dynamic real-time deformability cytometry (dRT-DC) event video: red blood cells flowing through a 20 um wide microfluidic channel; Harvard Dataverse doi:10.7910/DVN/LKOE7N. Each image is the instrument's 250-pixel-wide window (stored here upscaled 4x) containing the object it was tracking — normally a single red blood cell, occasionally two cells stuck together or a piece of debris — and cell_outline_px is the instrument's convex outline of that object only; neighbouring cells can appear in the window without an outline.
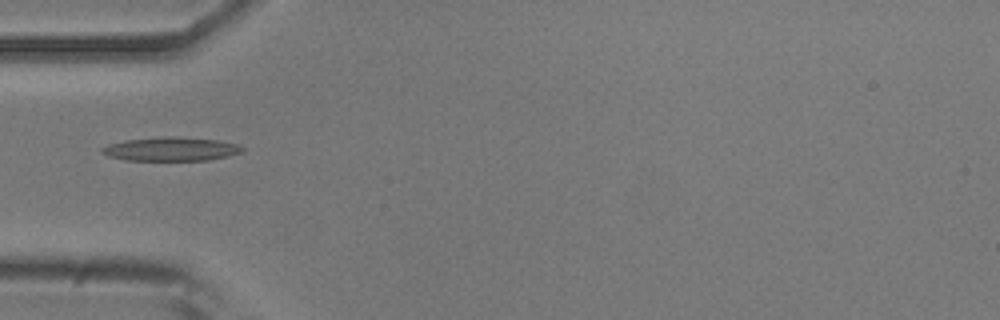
{"species": "common noctule bat (a hibernating species)", "species_latin": "Nyctalus noctula", "temperature_condition": "room temperature", "stored_images_in_passage": 37, "camera_frame_rate_fps": 3000, "um_per_image_px": 0.085, "animal": {"sex": "male", "body_mass_g": 20.5, "forearm_length_mm": 52.5}, "frame": {"image": 1, "passage_image": 1, "time_ms": 0.0, "image_size_px": [1000, 320], "cell_outline_px": [[244, 152], [228, 156], [208, 160], [124, 160], [108, 156], [100, 152], [100, 148], [108, 144], [124, 140], [164, 136], [176, 136], [216, 140], [236, 144], [244, 148]], "centroid_in_image_um": [14.5, 12.66], "position_along_channel_um": 70.5, "area_um2": 19.54}}
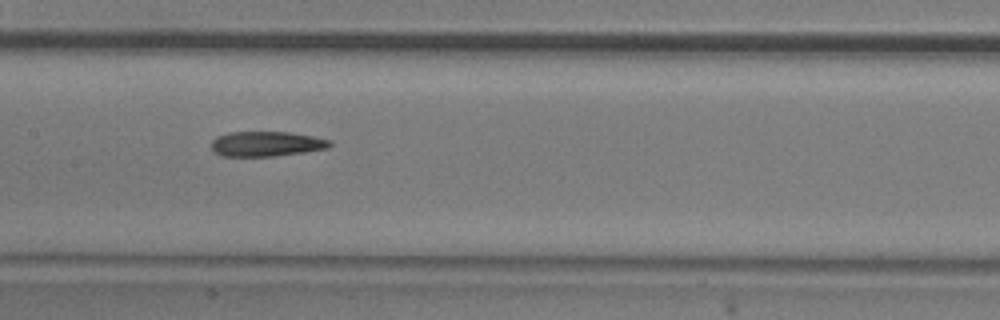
{"frame": {"image": 2, "passage_image": 10, "time_ms": 3.0, "image_size_px": [1000, 320], "cell_outline_px": [[332, 144], [328, 148], [304, 152], [272, 156], [220, 156], [212, 148], [212, 140], [216, 136], [228, 132], [288, 132], [312, 136], [332, 140]], "centroid_in_image_um": [22.64, 12.22], "position_along_channel_um": 184.8, "area_um2": 17.22}}
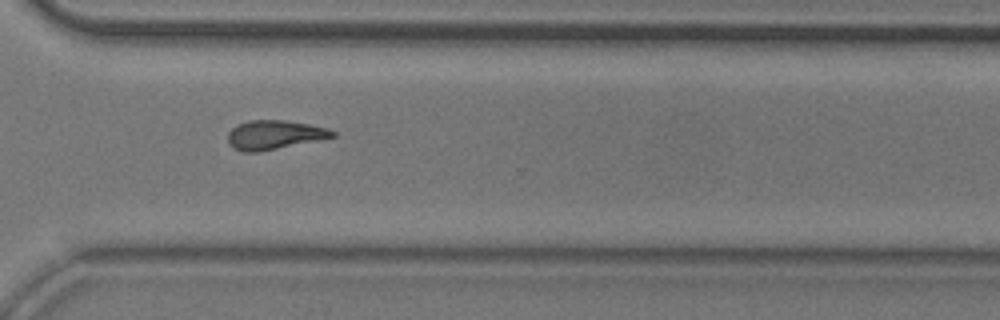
{"frame": {"image": 3, "passage_image": 23, "time_ms": 7.333, "image_size_px": [1000, 320], "cell_outline_px": [[336, 136], [260, 152], [244, 152], [232, 148], [228, 144], [228, 132], [236, 124], [248, 120], [284, 120], [308, 124], [328, 128], [336, 132]], "centroid_in_image_um": [23.27, 11.46], "position_along_channel_um": 347.3, "area_um2": 17.8}}